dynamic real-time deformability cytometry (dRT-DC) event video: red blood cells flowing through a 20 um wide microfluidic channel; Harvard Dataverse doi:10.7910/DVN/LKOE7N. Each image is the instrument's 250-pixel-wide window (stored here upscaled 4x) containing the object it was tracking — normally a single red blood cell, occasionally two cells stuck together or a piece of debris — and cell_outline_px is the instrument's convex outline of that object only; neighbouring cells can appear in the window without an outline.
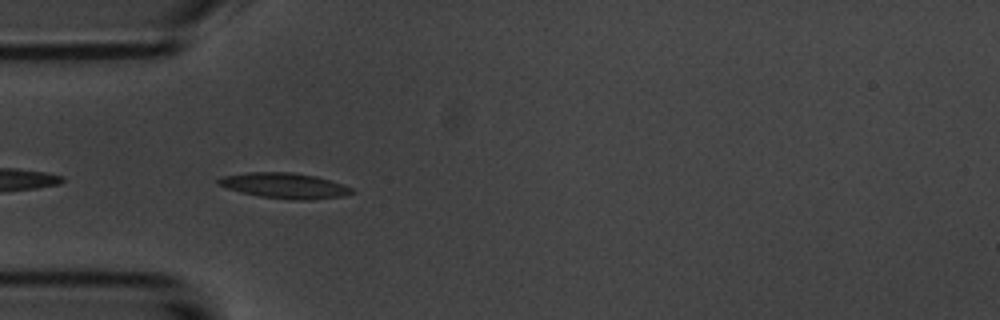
{"species": "common noctule bat (a hibernating species)", "species_latin": "Nyctalus noctula", "temperature_condition": "room temperature", "stored_images_in_passage": 8, "camera_frame_rate_fps": 3000, "um_per_image_px": 0.085, "animal": {"sex": "male", "body_mass_g": 20.1, "forearm_length_mm": 53.5}, "frame": {"image": 1, "passage_image": 4, "time_ms": 3.333, "image_size_px": [1000, 320], "cell_outline_px": [[356, 192], [344, 196], [312, 200], [292, 200], [260, 196], [240, 192], [216, 184], [216, 180], [224, 176], [248, 172], [292, 172], [316, 176], [352, 188]], "centroid_in_image_um": [24.19, 15.78], "position_along_channel_um": 60.8, "area_um2": 19.77}}
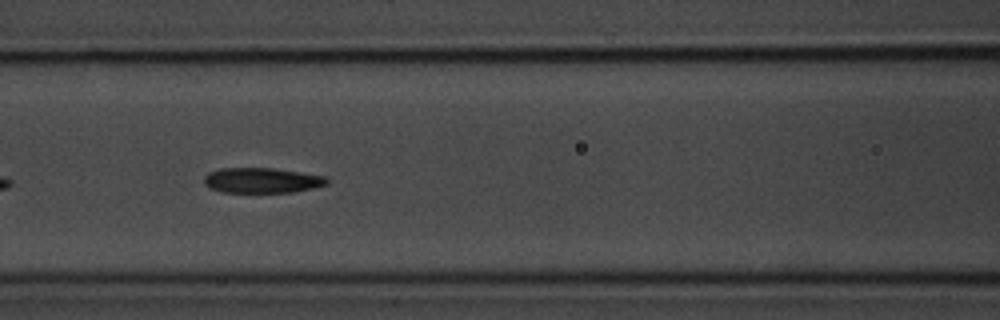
{"frame": {"image": 2, "passage_image": 6, "time_ms": 5.667, "image_size_px": [1000, 320], "cell_outline_px": [[328, 184], [312, 188], [292, 192], [220, 192], [208, 188], [204, 184], [204, 176], [208, 172], [220, 168], [272, 168], [300, 172], [324, 176], [328, 180]], "centroid_in_image_um": [22.2, 15.33], "position_along_channel_um": 144.4, "area_um2": 18.09}}
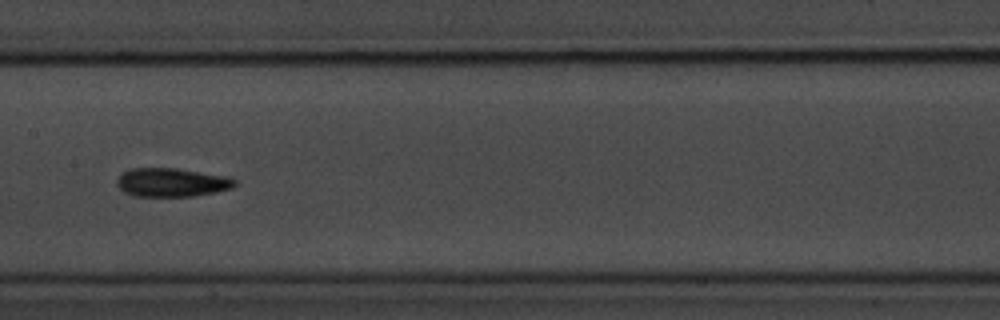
{"frame": {"image": 3, "passage_image": 7, "time_ms": 7.0, "image_size_px": [1000, 320], "cell_outline_px": [[236, 184], [232, 188], [216, 192], [192, 196], [132, 196], [124, 192], [116, 184], [116, 180], [128, 168], [176, 168], [224, 176], [236, 180]], "centroid_in_image_um": [14.56, 15.51], "position_along_channel_um": 192.8, "area_um2": 19.59}}